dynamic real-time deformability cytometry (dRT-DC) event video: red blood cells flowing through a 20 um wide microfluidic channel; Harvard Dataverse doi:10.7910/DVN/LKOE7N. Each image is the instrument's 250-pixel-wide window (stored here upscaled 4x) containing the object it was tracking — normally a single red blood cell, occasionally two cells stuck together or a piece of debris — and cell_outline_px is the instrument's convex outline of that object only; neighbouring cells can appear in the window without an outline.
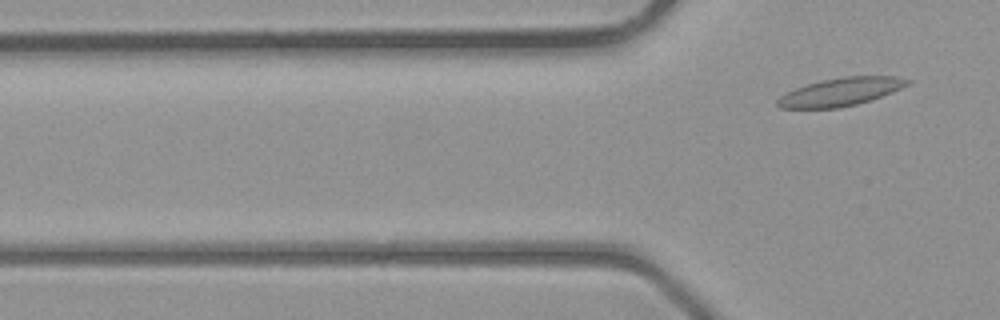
{"species": "common noctule bat (a hibernating species)", "species_latin": "Nyctalus noctula", "temperature_condition": "room temperature", "stored_images_in_passage": 3, "camera_frame_rate_fps": 3000, "um_per_image_px": 0.085, "animal": {"sex": "male", "body_mass_g": 23.1, "forearm_length_mm": 52.7}, "frame": {"image": 1, "passage_image": 3, "time_ms": 2.667, "image_size_px": [1000, 320], "cell_outline_px": [[912, 80], [908, 84], [892, 92], [872, 100], [840, 108], [780, 108], [776, 104], [776, 100], [780, 96], [796, 88], [820, 80], [844, 76], [896, 76]], "centroid_in_image_um": [71.46, 7.81], "position_along_channel_um": 54.3, "area_um2": 21.21}}